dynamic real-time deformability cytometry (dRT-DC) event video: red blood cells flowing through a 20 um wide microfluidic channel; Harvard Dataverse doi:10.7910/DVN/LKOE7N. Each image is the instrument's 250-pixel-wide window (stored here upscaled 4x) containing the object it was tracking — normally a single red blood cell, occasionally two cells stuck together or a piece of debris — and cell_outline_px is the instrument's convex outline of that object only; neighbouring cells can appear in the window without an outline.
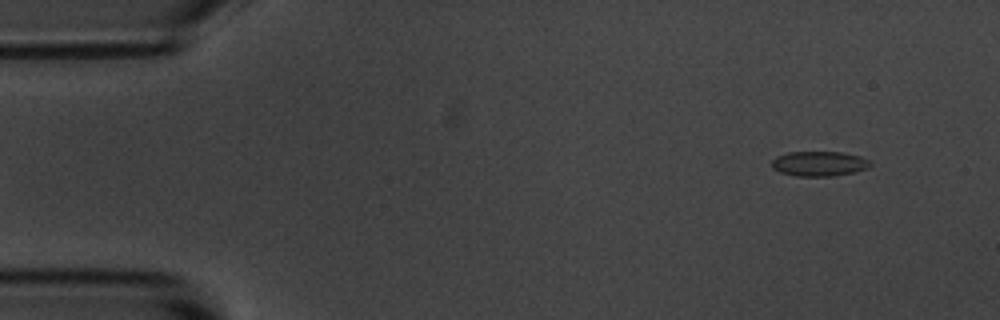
{"species": "common noctule bat (a hibernating species)", "species_latin": "Nyctalus noctula", "temperature_condition": "room temperature", "stored_images_in_passage": 56, "camera_frame_rate_fps": 3000, "um_per_image_px": 0.085, "animal": {"sex": "male", "body_mass_g": 20.1, "forearm_length_mm": 53.5}, "frame": {"image": 1, "passage_image": 5, "time_ms": 1.333, "image_size_px": [1000, 320], "cell_outline_px": [[872, 164], [868, 168], [856, 172], [832, 176], [796, 176], [780, 172], [772, 168], [772, 160], [776, 156], [788, 152], [840, 152], [860, 156], [872, 160]], "centroid_in_image_um": [69.66, 13.91], "position_along_channel_um": 15.3, "area_um2": 14.45}}
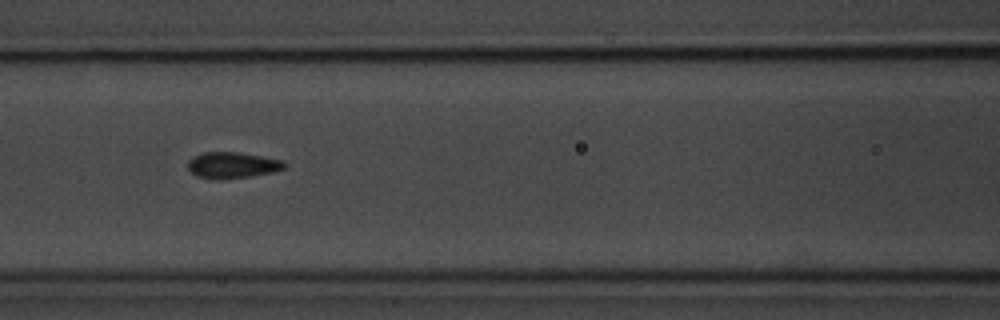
{"frame": {"image": 2, "passage_image": 24, "time_ms": 7.667, "image_size_px": [1000, 320], "cell_outline_px": [[288, 164], [284, 168], [272, 172], [252, 176], [220, 180], [216, 180], [196, 176], [188, 168], [188, 160], [192, 156], [204, 152], [236, 152], [284, 160]], "centroid_in_image_um": [19.74, 14.04], "position_along_channel_um": 146.9, "area_um2": 14.85}}
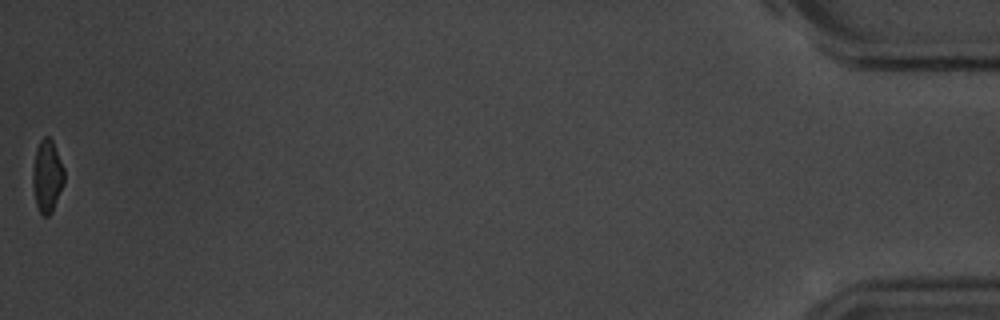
{"frame": {"image": 3, "passage_image": 56, "time_ms": 18.333, "image_size_px": [1000, 320], "cell_outline_px": [[64, 184], [52, 212], [48, 216], [44, 216], [40, 212], [36, 204], [32, 184], [32, 168], [36, 148], [40, 140], [44, 136], [48, 136], [52, 140], [64, 168]], "centroid_in_image_um": [4.0, 14.96], "position_along_channel_um": 431.2, "area_um2": 13.41}, "authors_computed_cell_mechanics": {"area_um2": 14.3922, "velocity_mm_per_s": 3.5924, "shape_relaxation_time_tau1_ms": 4.6199, "shape_relaxation_time_tau2_ms": 0.7254, "deformation_change_tau1": 0.1083, "deformation_change_tau2": 0.0572}}